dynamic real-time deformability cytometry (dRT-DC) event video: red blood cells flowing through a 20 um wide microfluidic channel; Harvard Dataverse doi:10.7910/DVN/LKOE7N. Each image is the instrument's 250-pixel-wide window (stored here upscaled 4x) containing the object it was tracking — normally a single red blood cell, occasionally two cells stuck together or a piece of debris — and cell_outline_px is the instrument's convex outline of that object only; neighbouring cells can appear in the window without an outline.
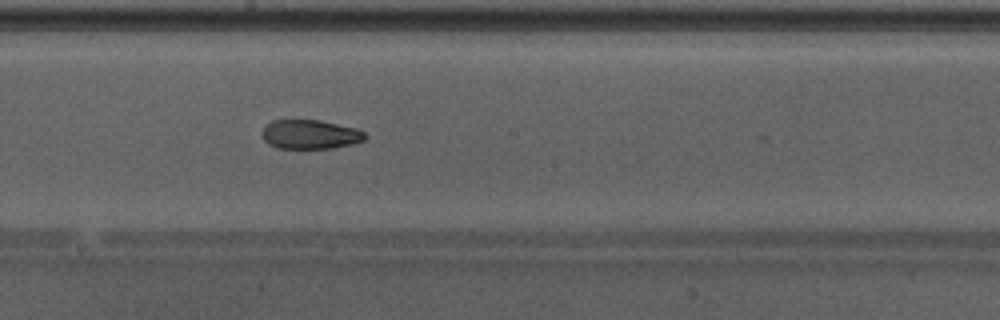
{"species": "Egyptian fruit bat (a non-hibernating species)", "species_latin": "Rousettus aegyptiacus", "temperature_condition": "warm", "stored_images_in_passage": 38, "camera_frame_rate_fps": 3000, "um_per_image_px": 0.085, "animal": {"sex": "male"}, "frame": {"image": 1, "passage_image": 17, "time_ms": 5.333, "image_size_px": [1000, 320], "cell_outline_px": [[368, 136], [364, 140], [352, 144], [332, 148], [276, 148], [268, 144], [264, 140], [264, 128], [272, 120], [292, 116], [320, 120], [356, 128], [364, 132]], "centroid_in_image_um": [26.35, 11.37], "position_along_channel_um": 221.9, "area_um2": 18.09}}
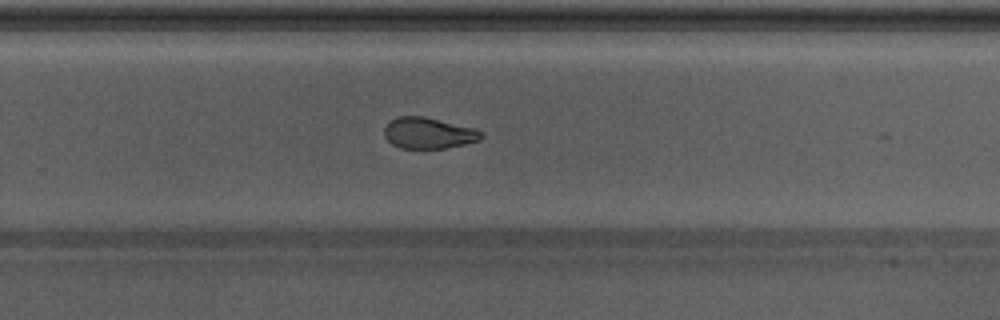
{"frame": {"image": 2, "passage_image": 22, "time_ms": 7.0, "image_size_px": [1000, 320], "cell_outline_px": [[484, 136], [480, 140], [464, 144], [444, 148], [400, 148], [392, 144], [384, 136], [384, 128], [392, 120], [400, 116], [424, 116], [476, 128], [484, 132]], "centroid_in_image_um": [36.46, 11.31], "position_along_channel_um": 293.3, "area_um2": 17.63}, "authors_computed_cell_mechanics": {"area_um2": 19.3341, "velocity_mm_per_s": 4.3072, "shape_relaxation_time_tau1_ms": null, "shape_relaxation_time_tau2_ms": 2.53, "deformation_change_tau1": null, "deformation_change_tau2": 0.0904}}